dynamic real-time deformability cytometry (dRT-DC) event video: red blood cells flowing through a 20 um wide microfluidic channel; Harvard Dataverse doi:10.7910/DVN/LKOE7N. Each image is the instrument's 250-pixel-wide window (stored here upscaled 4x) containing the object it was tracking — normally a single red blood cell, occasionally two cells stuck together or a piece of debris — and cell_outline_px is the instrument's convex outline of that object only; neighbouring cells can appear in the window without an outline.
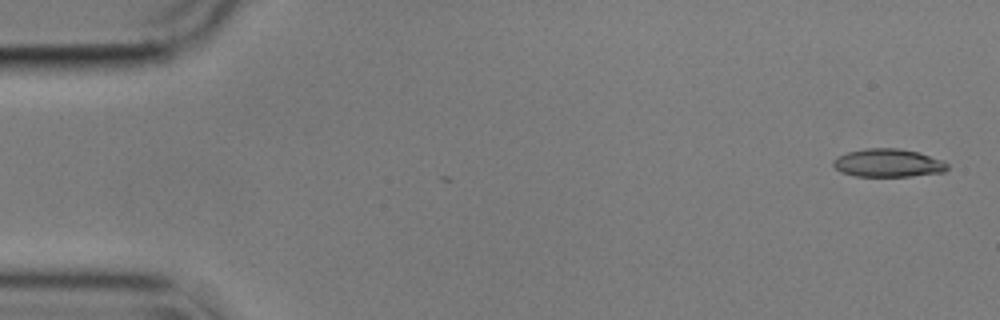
{"species": "common noctule bat (a hibernating species)", "species_latin": "Nyctalus noctula", "temperature_condition": "cold", "stored_images_in_passage": 2, "camera_frame_rate_fps": 3000, "um_per_image_px": 0.085, "animal": {"sex": "male", "body_mass_g": 17.9}, "frame": {"image": 1, "passage_image": 2, "time_ms": 0.333, "image_size_px": [1000, 320], "cell_outline_px": [[948, 168], [944, 172], [912, 176], [856, 176], [840, 172], [832, 164], [832, 160], [836, 156], [848, 152], [864, 148], [896, 148], [916, 152], [944, 160], [948, 164]], "centroid_in_image_um": [75.46, 13.85], "position_along_channel_um": 9.5, "area_um2": 18.79}}